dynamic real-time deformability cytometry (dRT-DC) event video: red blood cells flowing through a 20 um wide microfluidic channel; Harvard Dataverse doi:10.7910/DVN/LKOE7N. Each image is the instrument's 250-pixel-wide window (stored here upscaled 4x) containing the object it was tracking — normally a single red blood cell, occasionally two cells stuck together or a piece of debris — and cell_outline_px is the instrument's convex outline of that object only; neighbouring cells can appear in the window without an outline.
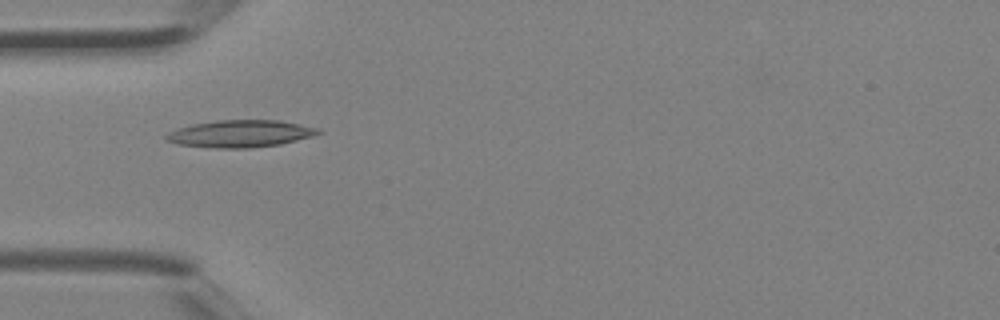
{"species": "Egyptian fruit bat (a non-hibernating species)", "species_latin": "Rousettus aegyptiacus", "temperature_condition": "room temperature", "stored_images_in_passage": 3, "camera_frame_rate_fps": 3000, "um_per_image_px": 0.085, "animal": {"sex": "female"}, "frame": {"image": 1, "passage_image": 2, "time_ms": 0.333, "image_size_px": [1000, 320], "cell_outline_px": [[324, 132], [312, 136], [280, 144], [248, 148], [216, 148], [176, 144], [164, 140], [164, 136], [168, 132], [176, 128], [192, 124], [216, 120], [280, 120], [320, 128]], "centroid_in_image_um": [20.4, 11.36], "position_along_channel_um": 64.6, "area_um2": 24.28}}
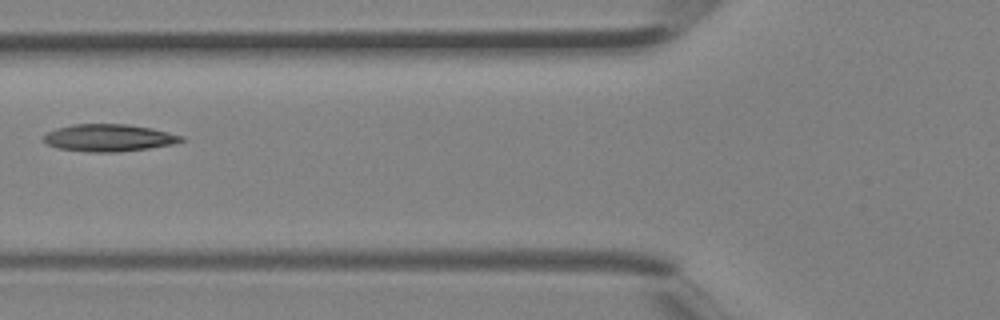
{"frame": {"image": 2, "passage_image": 3, "time_ms": 0.667, "image_size_px": [1000, 320], "cell_outline_px": [[188, 140], [172, 144], [148, 148], [116, 152], [88, 152], [56, 148], [44, 144], [44, 136], [48, 132], [56, 128], [72, 124], [128, 124], [152, 128], [184, 136]], "centroid_in_image_um": [9.25, 11.71], "position_along_channel_um": 116.6, "area_um2": 22.02}}